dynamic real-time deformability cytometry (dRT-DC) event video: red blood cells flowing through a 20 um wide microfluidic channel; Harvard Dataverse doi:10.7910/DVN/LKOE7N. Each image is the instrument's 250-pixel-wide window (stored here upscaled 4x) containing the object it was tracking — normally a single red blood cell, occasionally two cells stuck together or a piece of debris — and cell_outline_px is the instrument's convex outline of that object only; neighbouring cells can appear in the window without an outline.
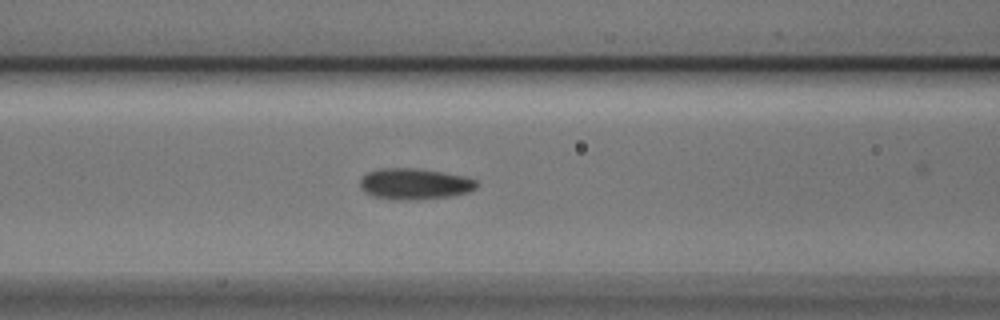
{"species": "Egyptian fruit bat (a non-hibernating species)", "species_latin": "Rousettus aegyptiacus", "temperature_condition": "cold", "stored_images_in_passage": 24, "camera_frame_rate_fps": 3000, "um_per_image_px": 0.085, "animal": {"sex": "male"}, "frame": {"image": 1, "passage_image": 4, "time_ms": 1.0, "image_size_px": [1000, 320], "cell_outline_px": [[480, 184], [476, 188], [468, 192], [452, 196], [416, 200], [392, 200], [372, 196], [364, 192], [360, 188], [360, 180], [368, 172], [380, 168], [416, 168], [444, 172], [464, 176], [476, 180]], "centroid_in_image_um": [35.25, 15.64], "position_along_channel_um": 131.4, "area_um2": 21.44}}
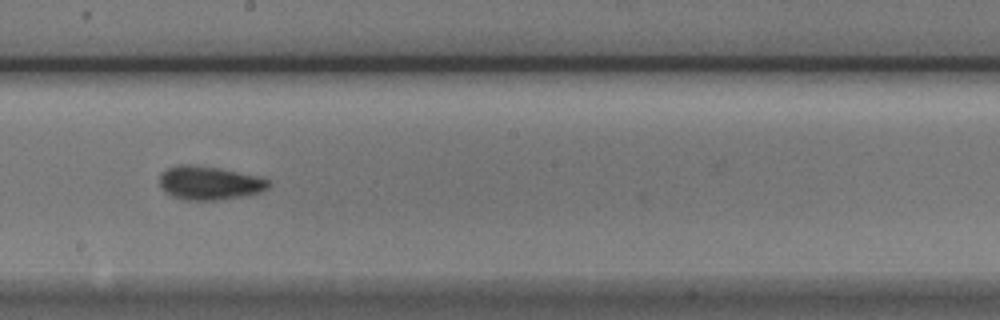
{"frame": {"image": 2, "passage_image": 12, "time_ms": 3.667, "image_size_px": [1000, 320], "cell_outline_px": [[268, 188], [260, 192], [248, 196], [216, 200], [184, 200], [172, 196], [164, 192], [160, 188], [160, 172], [168, 168], [180, 164], [188, 164], [220, 168], [256, 176], [268, 180]], "centroid_in_image_um": [17.75, 15.56], "position_along_channel_um": 230.5, "area_um2": 21.44}}
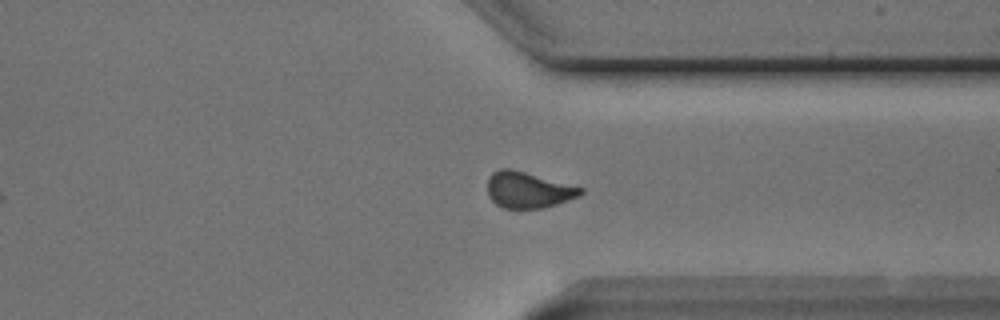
{"frame": {"image": 3, "passage_image": 23, "time_ms": 7.333, "image_size_px": [1000, 320], "cell_outline_px": [[584, 192], [580, 196], [544, 208], [504, 208], [496, 204], [488, 196], [488, 176], [492, 172], [500, 168], [512, 168], [584, 188]], "centroid_in_image_um": [44.89, 16.13], "position_along_channel_um": 366.5, "area_um2": 19.71}}